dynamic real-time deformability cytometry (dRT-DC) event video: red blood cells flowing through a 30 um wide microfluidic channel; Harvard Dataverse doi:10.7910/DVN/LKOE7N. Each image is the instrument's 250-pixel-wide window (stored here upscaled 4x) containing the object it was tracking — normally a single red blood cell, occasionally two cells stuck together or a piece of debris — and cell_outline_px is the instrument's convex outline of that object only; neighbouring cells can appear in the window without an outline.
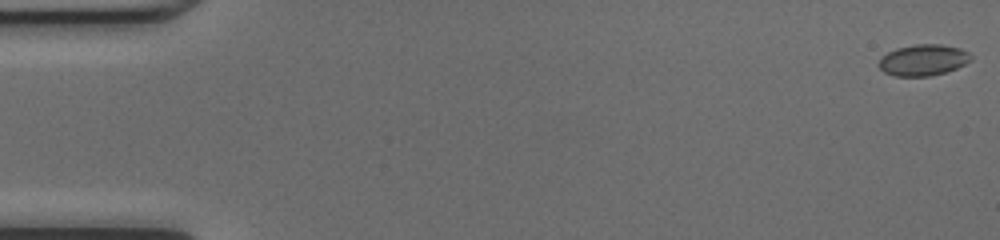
{"species": "common noctule bat (a hibernating species)", "species_latin": "Nyctalus noctula", "temperature_condition": "cold", "stored_images_in_passage": 49, "camera_frame_rate_fps": 3000, "um_per_image_px": 0.085, "animal": {"sex": "female", "body_mass_g": 17.0, "forearm_length_mm": 48.0}, "frame": {"image": 1, "passage_image": 1, "time_ms": 0.0, "image_size_px": [1000, 240], "cell_outline_px": [[972, 60], [956, 68], [944, 72], [928, 76], [896, 76], [884, 72], [880, 68], [880, 56], [896, 48], [916, 44], [940, 44], [960, 48], [968, 52], [972, 56]], "centroid_in_image_um": [78.47, 5.09], "position_along_channel_um": 6.5, "area_um2": 16.65}}
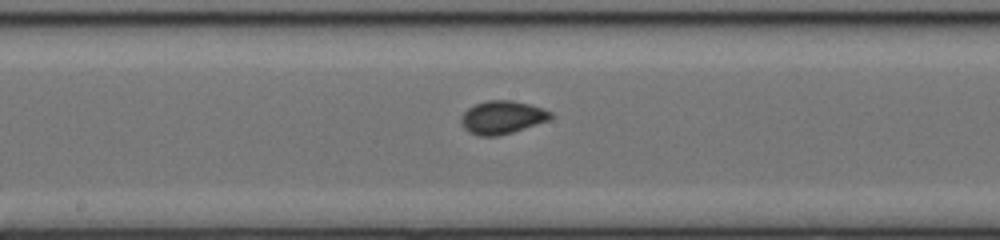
{"frame": {"image": 2, "passage_image": 26, "time_ms": 8.333, "image_size_px": [1000, 240], "cell_outline_px": [[552, 116], [548, 120], [512, 132], [496, 136], [480, 136], [468, 132], [460, 124], [460, 116], [468, 108], [476, 104], [488, 100], [512, 100], [528, 104], [552, 112]], "centroid_in_image_um": [42.63, 9.98], "position_along_channel_um": 205.6, "area_um2": 17.11}}
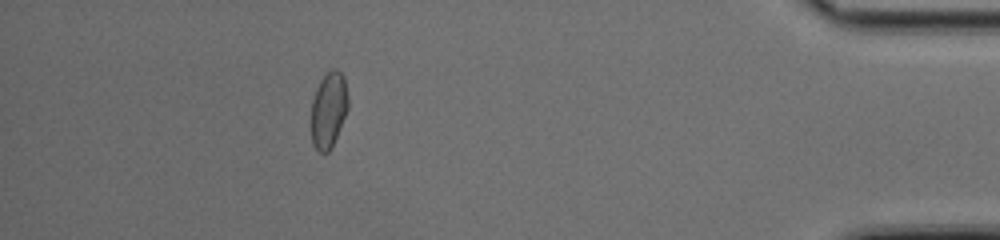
{"frame": {"image": 3, "passage_image": 44, "time_ms": 14.333, "image_size_px": [1000, 240], "cell_outline_px": [[348, 108], [336, 136], [328, 152], [316, 152], [312, 144], [312, 100], [316, 88], [320, 80], [332, 68], [336, 68], [344, 76], [348, 96]], "centroid_in_image_um": [27.93, 9.32], "position_along_channel_um": 407.3, "area_um2": 16.18}, "authors_computed_cell_mechanics": {"area_um2": 16.473, "velocity_mm_per_s": 4.2789, "shape_relaxation_time_tau1_ms": null, "shape_relaxation_time_tau2_ms": 0.9615, "deformation_change_tau1": null, "deformation_change_tau2": 0.0432}}